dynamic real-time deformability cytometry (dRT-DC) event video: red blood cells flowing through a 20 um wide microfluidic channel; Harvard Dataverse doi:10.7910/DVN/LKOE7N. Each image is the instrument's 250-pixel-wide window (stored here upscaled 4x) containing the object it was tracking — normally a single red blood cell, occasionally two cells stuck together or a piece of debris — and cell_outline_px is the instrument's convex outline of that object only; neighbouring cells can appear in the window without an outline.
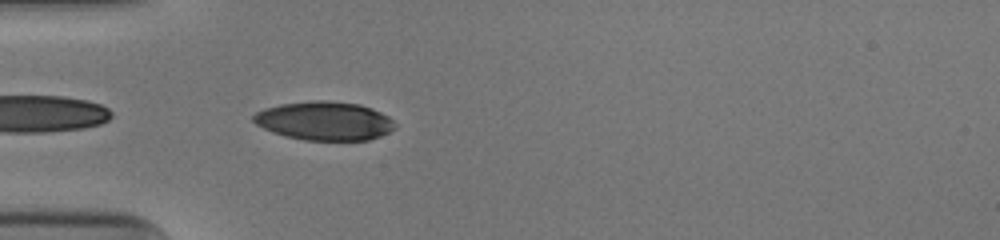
{"species": "human", "species_latin": "Homo sapiens", "temperature_condition": "cold", "stored_images_in_passage": 38, "camera_frame_rate_fps": 3000, "um_per_image_px": 0.085, "donor": {"sex": "male"}, "frame": {"image": 1, "passage_image": 2, "time_ms": 0.333, "image_size_px": [1000, 240], "cell_outline_px": [[396, 128], [380, 136], [368, 140], [304, 140], [284, 136], [272, 132], [256, 124], [252, 120], [252, 116], [256, 112], [264, 108], [280, 104], [316, 100], [324, 100], [360, 104], [372, 108], [388, 116], [396, 124]], "centroid_in_image_um": [27.57, 10.27], "position_along_channel_um": 57.4, "area_um2": 32.02}}
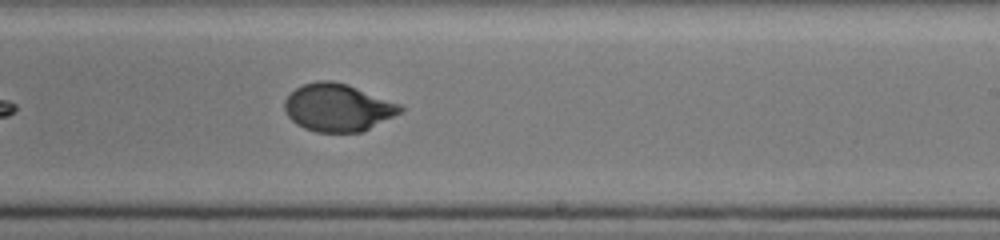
{"frame": {"image": 2, "passage_image": 18, "time_ms": 5.667, "image_size_px": [1000, 240], "cell_outline_px": [[404, 112], [360, 132], [316, 132], [304, 128], [296, 124], [288, 116], [284, 108], [284, 100], [296, 88], [304, 84], [316, 80], [332, 80], [348, 84], [400, 104], [404, 108]], "centroid_in_image_um": [28.72, 9.14], "position_along_channel_um": 260.3, "area_um2": 32.14}}
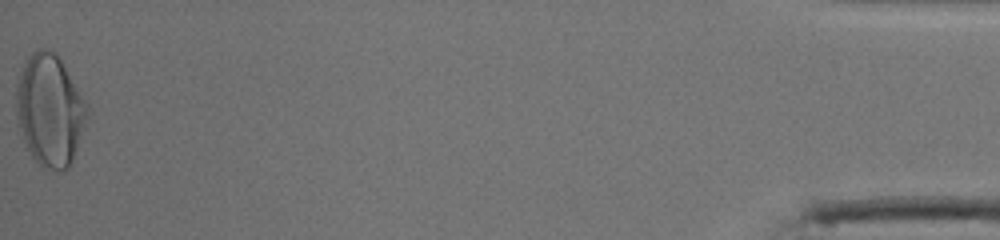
{"frame": {"image": 3, "passage_image": 38, "time_ms": 12.333, "image_size_px": [1000, 240], "cell_outline_px": [[88, 116], [72, 160], [68, 168], [60, 172], [48, 172], [32, 156], [16, 124], [16, 84], [24, 64], [28, 56], [32, 52], [40, 48], [48, 48], [56, 52], [88, 104]], "centroid_in_image_um": [4.22, 9.37], "position_along_channel_um": 431.0, "area_um2": 46.41}, "authors_computed_cell_mechanics": {"area_um2": 32.1946, "velocity_mm_per_s": 3.9449, "shape_relaxation_time_tau1_ms": 5.5654, "shape_relaxation_time_tau2_ms": null, "deformation_change_tau1": 0.2294, "deformation_change_tau2": null}}